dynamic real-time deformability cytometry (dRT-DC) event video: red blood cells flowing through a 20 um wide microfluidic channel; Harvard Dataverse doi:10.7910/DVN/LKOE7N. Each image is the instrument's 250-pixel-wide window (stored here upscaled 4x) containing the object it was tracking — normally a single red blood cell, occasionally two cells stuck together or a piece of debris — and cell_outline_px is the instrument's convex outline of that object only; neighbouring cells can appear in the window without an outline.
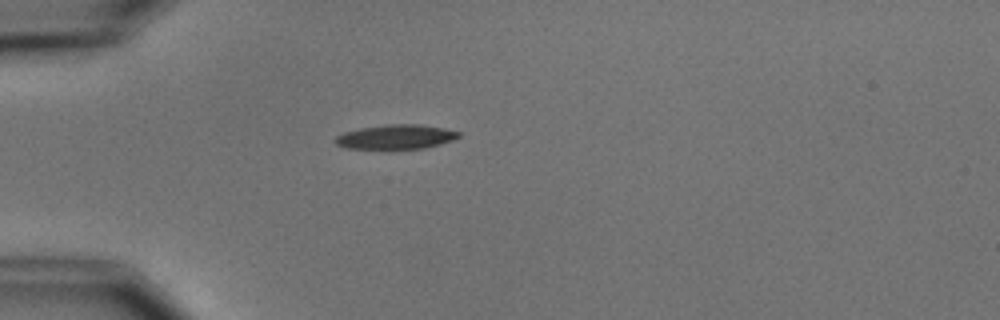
{"species": "common noctule bat (a hibernating species)", "species_latin": "Nyctalus noctula", "temperature_condition": "cold", "stored_images_in_passage": 1, "camera_frame_rate_fps": 3000, "um_per_image_px": 0.085, "animal": {"sex": "male", "body_mass_g": 15.6}, "frame": {"image": 1, "passage_image": 1, "time_ms": 0.0, "image_size_px": [1000, 320], "cell_outline_px": [[460, 136], [452, 140], [440, 144], [424, 148], [348, 148], [336, 144], [332, 140], [336, 136], [344, 132], [360, 128], [388, 124], [420, 124], [444, 128], [460, 132]], "centroid_in_image_um": [33.64, 11.62], "position_along_channel_um": 51.4, "area_um2": 17.4}}